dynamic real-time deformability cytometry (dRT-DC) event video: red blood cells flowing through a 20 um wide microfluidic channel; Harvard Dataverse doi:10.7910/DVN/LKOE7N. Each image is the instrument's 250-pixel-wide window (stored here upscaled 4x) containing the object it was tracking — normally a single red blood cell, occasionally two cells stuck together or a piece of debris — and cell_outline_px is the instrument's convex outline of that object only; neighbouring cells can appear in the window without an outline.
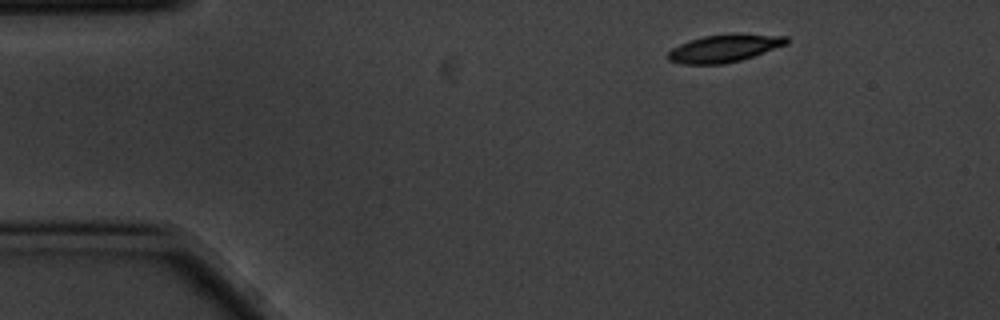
{"species": "common noctule bat (a hibernating species)", "species_latin": "Nyctalus noctula", "temperature_condition": "cold", "stored_images_in_passage": 9, "camera_frame_rate_fps": 3000, "um_per_image_px": 0.085, "animal": {"sex": "male", "body_mass_g": 20.1, "forearm_length_mm": 53.5}, "frame": {"image": 1, "passage_image": 1, "time_ms": 0.0, "image_size_px": [1000, 320], "cell_outline_px": [[788, 44], [740, 60], [724, 64], [684, 64], [668, 60], [664, 56], [672, 48], [680, 44], [704, 36], [732, 32], [736, 32], [788, 36]], "centroid_in_image_um": [61.58, 4.08], "position_along_channel_um": 23.4, "area_um2": 19.36}}
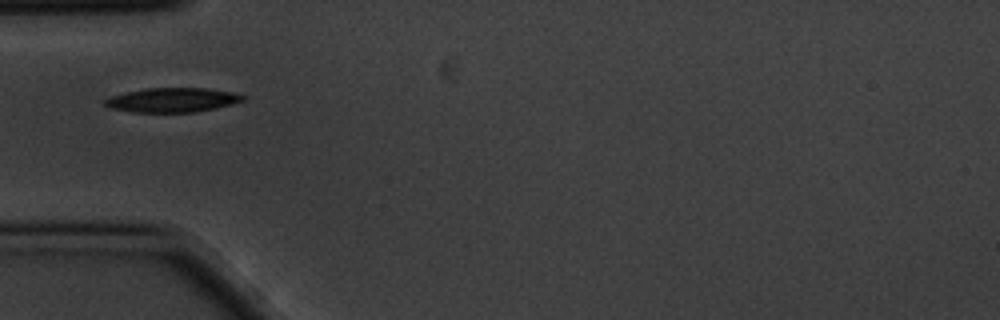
{"frame": {"image": 2, "passage_image": 4, "time_ms": 1.0, "image_size_px": [1000, 320], "cell_outline_px": [[244, 100], [232, 104], [216, 108], [196, 112], [132, 112], [112, 108], [104, 104], [104, 100], [112, 96], [124, 92], [144, 88], [208, 88], [232, 92], [244, 96]], "centroid_in_image_um": [14.65, 8.49], "position_along_channel_um": 70.4, "area_um2": 19.54}}
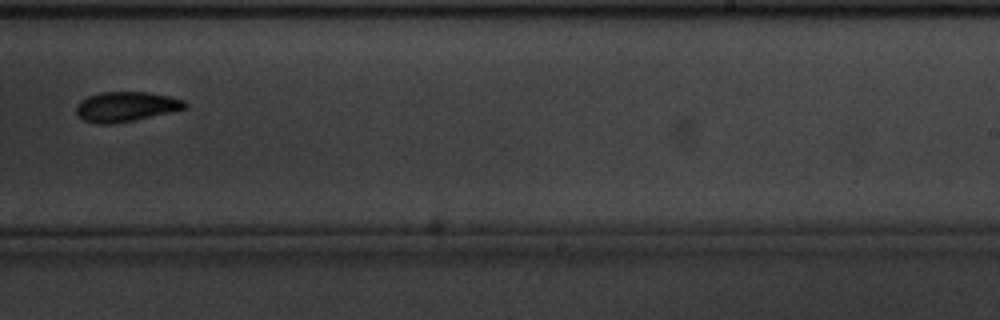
{"frame": {"image": 3, "passage_image": 9, "time_ms": 2.667, "image_size_px": [1000, 320], "cell_outline_px": [[188, 104], [184, 108], [132, 120], [112, 124], [96, 124], [84, 120], [76, 112], [76, 104], [80, 100], [88, 96], [100, 92], [148, 92], [172, 96], [184, 100]], "centroid_in_image_um": [10.66, 9.04], "position_along_channel_um": 278.3, "area_um2": 18.73}}